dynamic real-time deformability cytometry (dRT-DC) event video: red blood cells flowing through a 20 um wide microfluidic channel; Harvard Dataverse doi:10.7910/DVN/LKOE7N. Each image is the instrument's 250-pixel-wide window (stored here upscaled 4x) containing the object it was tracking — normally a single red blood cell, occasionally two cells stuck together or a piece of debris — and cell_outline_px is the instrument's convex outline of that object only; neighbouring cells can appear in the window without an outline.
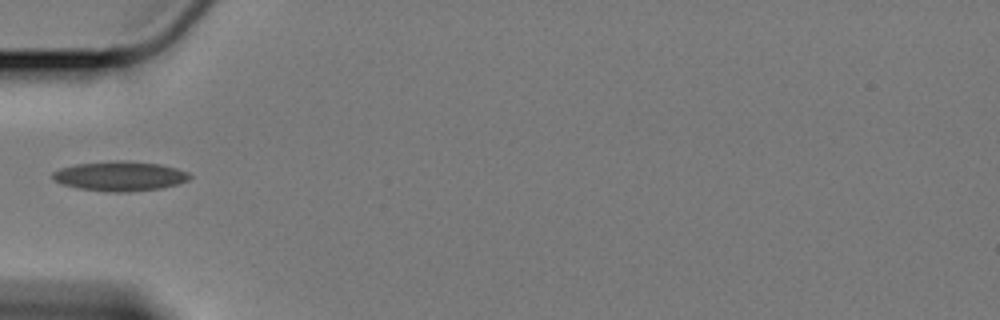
{"species": "Egyptian fruit bat (a non-hibernating species)", "species_latin": "Rousettus aegyptiacus", "temperature_condition": "cold", "stored_images_in_passage": 40, "camera_frame_rate_fps": 3000, "um_per_image_px": 0.085, "animal": {"sex": "female"}, "frame": {"image": 1, "passage_image": 1, "time_ms": 0.0, "image_size_px": [1000, 320], "cell_outline_px": [[192, 176], [188, 180], [176, 184], [160, 188], [120, 192], [108, 192], [80, 188], [60, 184], [52, 176], [52, 172], [60, 168], [76, 164], [116, 160], [120, 160], [160, 164], [176, 168], [188, 172]], "centroid_in_image_um": [10.18, 14.96], "position_along_channel_um": 74.8, "area_um2": 23.47}}
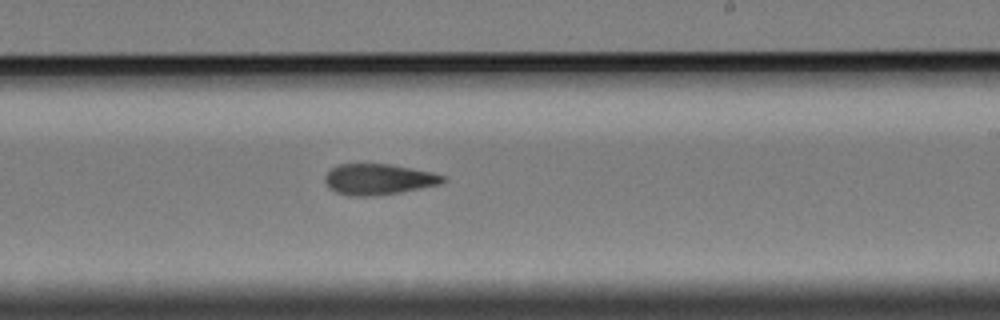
{"frame": {"image": 2, "passage_image": 17, "time_ms": 5.333, "image_size_px": [1000, 320], "cell_outline_px": [[448, 180], [440, 184], [400, 192], [368, 196], [352, 196], [336, 192], [328, 188], [324, 180], [324, 176], [332, 168], [340, 164], [392, 164], [432, 172], [444, 176]], "centroid_in_image_um": [32.17, 15.23], "position_along_channel_um": 256.8, "area_um2": 21.15}}
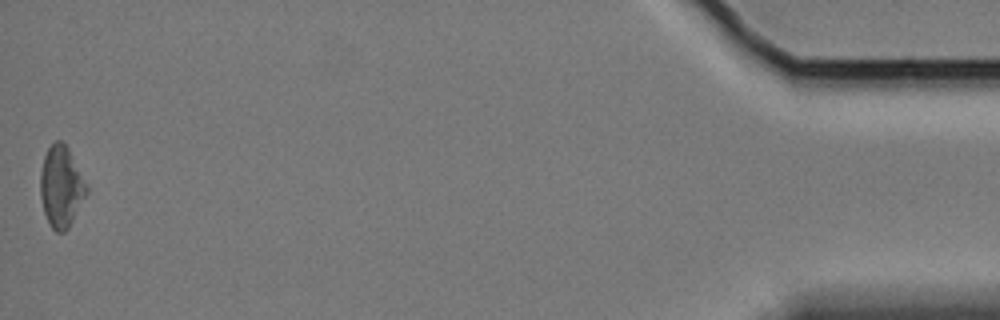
{"frame": {"image": 3, "passage_image": 40, "time_ms": 13.0, "image_size_px": [1000, 320], "cell_outline_px": [[88, 192], [68, 228], [64, 232], [56, 232], [52, 228], [44, 212], [40, 196], [40, 172], [44, 156], [48, 148], [56, 140], [60, 140], [68, 148], [88, 184]], "centroid_in_image_um": [5.21, 15.86], "position_along_channel_um": 430.0, "area_um2": 21.85}}